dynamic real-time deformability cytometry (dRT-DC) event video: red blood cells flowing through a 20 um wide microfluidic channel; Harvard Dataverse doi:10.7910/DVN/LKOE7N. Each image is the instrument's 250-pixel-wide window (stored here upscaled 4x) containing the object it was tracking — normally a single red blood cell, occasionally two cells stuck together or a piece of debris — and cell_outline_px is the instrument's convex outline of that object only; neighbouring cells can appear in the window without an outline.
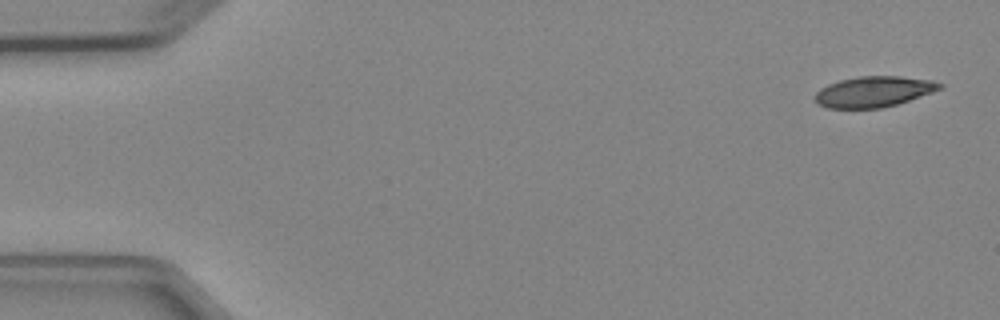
{"species": "Egyptian fruit bat (a non-hibernating species)", "species_latin": "Rousettus aegyptiacus", "temperature_condition": "cold", "stored_images_in_passage": 7, "camera_frame_rate_fps": 3000, "um_per_image_px": 0.085, "animal": {"sex": "female"}, "frame": {"image": 1, "passage_image": 1, "time_ms": 0.0, "image_size_px": [1000, 320], "cell_outline_px": [[944, 88], [896, 104], [880, 108], [828, 108], [816, 104], [816, 92], [820, 88], [828, 84], [840, 80], [860, 76], [900, 76], [932, 80], [944, 84]], "centroid_in_image_um": [74.27, 7.78], "position_along_channel_um": 10.7, "area_um2": 22.25}}
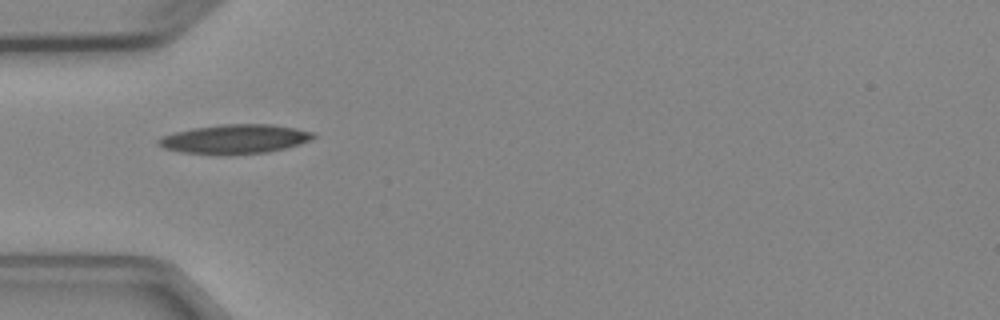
{"frame": {"image": 2, "passage_image": 5, "time_ms": 4.667, "image_size_px": [1000, 320], "cell_outline_px": [[316, 136], [300, 144], [268, 152], [228, 156], [224, 156], [180, 152], [164, 148], [156, 144], [156, 140], [160, 136], [192, 128], [224, 124], [272, 124], [296, 128], [312, 132]], "centroid_in_image_um": [19.9, 11.84], "position_along_channel_um": 65.1, "area_um2": 26.76}}